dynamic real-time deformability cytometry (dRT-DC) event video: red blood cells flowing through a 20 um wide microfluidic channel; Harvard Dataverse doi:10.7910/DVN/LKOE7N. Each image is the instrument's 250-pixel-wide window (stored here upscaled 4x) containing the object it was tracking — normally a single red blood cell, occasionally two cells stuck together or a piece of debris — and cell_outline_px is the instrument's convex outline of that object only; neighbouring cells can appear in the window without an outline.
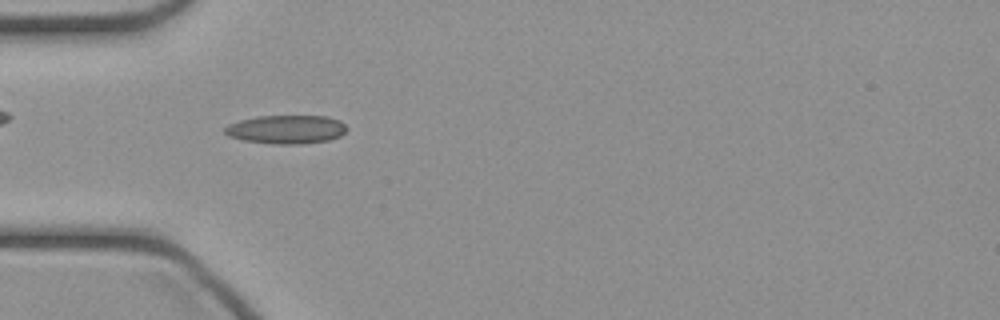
{"species": "common noctule bat (a hibernating species)", "species_latin": "Nyctalus noctula", "temperature_condition": "cold", "stored_images_in_passage": 37, "camera_frame_rate_fps": 3000, "um_per_image_px": 0.085, "animal": {"sex": "female", "body_mass_g": 21.9}, "frame": {"image": 1, "passage_image": 5, "time_ms": 1.333, "image_size_px": [1000, 320], "cell_outline_px": [[348, 128], [340, 136], [328, 140], [300, 144], [272, 144], [244, 140], [228, 136], [224, 132], [224, 128], [228, 124], [240, 120], [260, 116], [328, 116], [340, 120]], "centroid_in_image_um": [24.34, 11.0], "position_along_channel_um": 60.7, "area_um2": 20.35}}
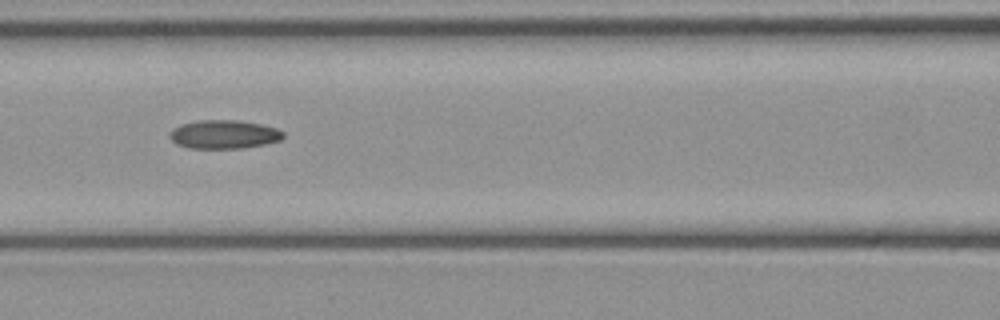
{"frame": {"image": 2, "passage_image": 11, "time_ms": 3.333, "image_size_px": [1000, 320], "cell_outline_px": [[284, 136], [280, 140], [264, 144], [244, 148], [188, 148], [176, 144], [168, 136], [172, 128], [180, 124], [196, 120], [240, 120], [260, 124], [276, 128], [284, 132]], "centroid_in_image_um": [19.0, 11.41], "position_along_channel_um": 147.6, "area_um2": 19.07}}
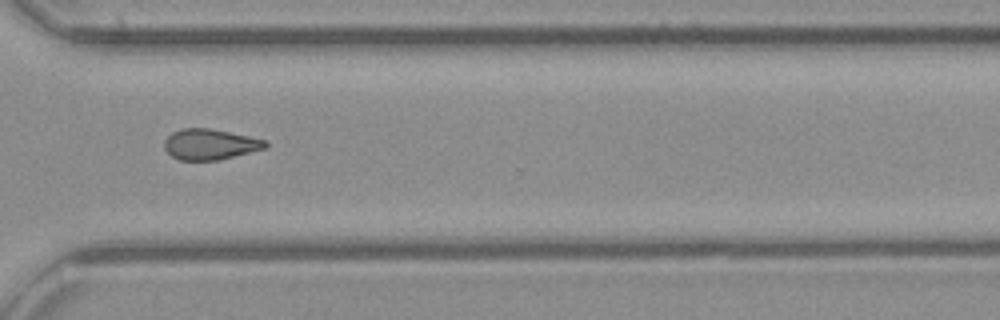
{"frame": {"image": 3, "passage_image": 25, "time_ms": 8.0, "image_size_px": [1000, 320], "cell_outline_px": [[268, 148], [220, 160], [180, 160], [172, 156], [164, 148], [164, 140], [172, 132], [184, 128], [208, 128], [268, 140]], "centroid_in_image_um": [17.89, 12.27], "position_along_channel_um": 352.7, "area_um2": 18.15}}